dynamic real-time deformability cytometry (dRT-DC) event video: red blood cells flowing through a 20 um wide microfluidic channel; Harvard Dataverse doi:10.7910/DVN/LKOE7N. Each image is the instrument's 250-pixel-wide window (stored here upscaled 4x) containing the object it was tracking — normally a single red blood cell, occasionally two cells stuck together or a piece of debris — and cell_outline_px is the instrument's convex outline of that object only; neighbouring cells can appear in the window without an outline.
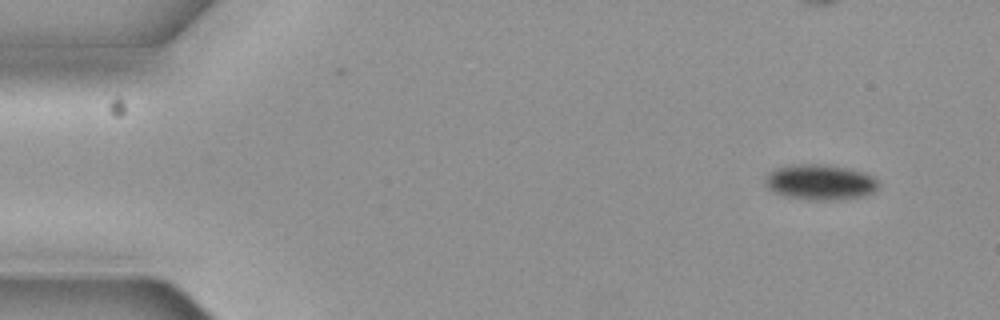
{"species": "common noctule bat (a hibernating species)", "species_latin": "Nyctalus noctula", "temperature_condition": "cold", "stored_images_in_passage": 7, "camera_frame_rate_fps": 3000, "um_per_image_px": 0.085, "animal": {"sex": "female", "body_mass_g": 19.3, "forearm_length_mm": 54.1}, "frame": {"image": 1, "passage_image": 1, "time_ms": 0.0, "image_size_px": [1000, 320], "cell_outline_px": [[876, 188], [872, 192], [864, 196], [836, 200], [808, 200], [780, 196], [768, 188], [768, 176], [776, 168], [796, 164], [828, 164], [864, 172], [872, 176], [876, 180]], "centroid_in_image_um": [69.72, 15.5], "position_along_channel_um": 15.3, "area_um2": 23.18}}
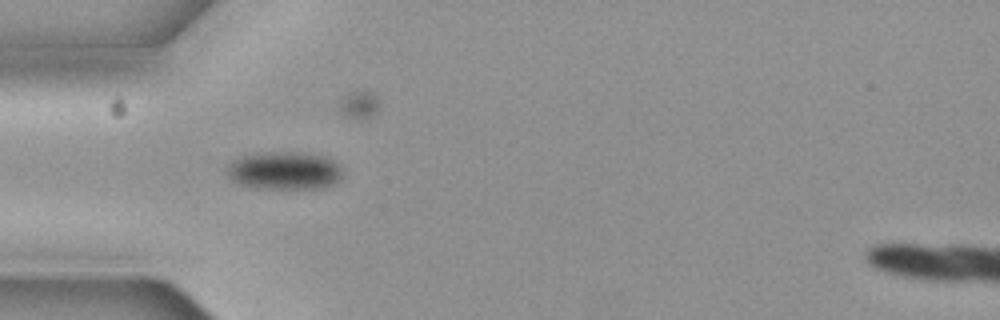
{"frame": {"image": 2, "passage_image": 5, "time_ms": 1.333, "image_size_px": [1000, 320], "cell_outline_px": [[340, 180], [324, 188], [256, 188], [236, 184], [224, 172], [228, 164], [232, 160], [244, 156], [320, 156], [332, 160], [340, 168]], "centroid_in_image_um": [24.1, 14.61], "position_along_channel_um": 60.9, "area_um2": 23.87}}